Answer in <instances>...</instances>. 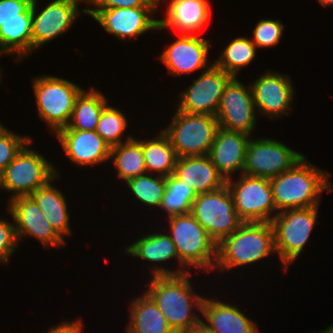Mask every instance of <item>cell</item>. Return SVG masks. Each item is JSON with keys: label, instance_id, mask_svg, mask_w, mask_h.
Listing matches in <instances>:
<instances>
[{"label": "cell", "instance_id": "obj_1", "mask_svg": "<svg viewBox=\"0 0 333 333\" xmlns=\"http://www.w3.org/2000/svg\"><path fill=\"white\" fill-rule=\"evenodd\" d=\"M170 236L178 254L179 268L168 270L154 264L152 276L181 275L189 272L188 268L213 269L217 260V243L209 236L195 217L189 213L168 217ZM185 265L189 266L185 268ZM180 269V270H179Z\"/></svg>", "mask_w": 333, "mask_h": 333}, {"label": "cell", "instance_id": "obj_2", "mask_svg": "<svg viewBox=\"0 0 333 333\" xmlns=\"http://www.w3.org/2000/svg\"><path fill=\"white\" fill-rule=\"evenodd\" d=\"M329 172L313 166L304 157L292 169L270 179L277 212L320 206V193L332 192Z\"/></svg>", "mask_w": 333, "mask_h": 333}, {"label": "cell", "instance_id": "obj_3", "mask_svg": "<svg viewBox=\"0 0 333 333\" xmlns=\"http://www.w3.org/2000/svg\"><path fill=\"white\" fill-rule=\"evenodd\" d=\"M190 274L187 272L181 275L153 276L145 291L157 304L175 332L201 321L193 308L201 312L205 297L197 295L192 290Z\"/></svg>", "mask_w": 333, "mask_h": 333}, {"label": "cell", "instance_id": "obj_4", "mask_svg": "<svg viewBox=\"0 0 333 333\" xmlns=\"http://www.w3.org/2000/svg\"><path fill=\"white\" fill-rule=\"evenodd\" d=\"M273 253L276 250L271 222H243L217 244L214 268L225 272L233 267L252 265Z\"/></svg>", "mask_w": 333, "mask_h": 333}, {"label": "cell", "instance_id": "obj_5", "mask_svg": "<svg viewBox=\"0 0 333 333\" xmlns=\"http://www.w3.org/2000/svg\"><path fill=\"white\" fill-rule=\"evenodd\" d=\"M38 116L56 134L70 121L76 97L83 90L67 79L41 75L33 80Z\"/></svg>", "mask_w": 333, "mask_h": 333}, {"label": "cell", "instance_id": "obj_6", "mask_svg": "<svg viewBox=\"0 0 333 333\" xmlns=\"http://www.w3.org/2000/svg\"><path fill=\"white\" fill-rule=\"evenodd\" d=\"M168 127V136L177 158L208 155L219 129L215 116L177 111Z\"/></svg>", "mask_w": 333, "mask_h": 333}, {"label": "cell", "instance_id": "obj_7", "mask_svg": "<svg viewBox=\"0 0 333 333\" xmlns=\"http://www.w3.org/2000/svg\"><path fill=\"white\" fill-rule=\"evenodd\" d=\"M31 140L16 155L14 160L0 174V191L12 192L10 199L29 196L38 188L46 185L56 175L57 168L40 153L32 150Z\"/></svg>", "mask_w": 333, "mask_h": 333}, {"label": "cell", "instance_id": "obj_8", "mask_svg": "<svg viewBox=\"0 0 333 333\" xmlns=\"http://www.w3.org/2000/svg\"><path fill=\"white\" fill-rule=\"evenodd\" d=\"M318 209L319 206L284 210L271 221L275 250L284 270L301 255L304 246L307 245L317 222Z\"/></svg>", "mask_w": 333, "mask_h": 333}, {"label": "cell", "instance_id": "obj_9", "mask_svg": "<svg viewBox=\"0 0 333 333\" xmlns=\"http://www.w3.org/2000/svg\"><path fill=\"white\" fill-rule=\"evenodd\" d=\"M191 214L217 244L243 223L226 184L217 190L197 194Z\"/></svg>", "mask_w": 333, "mask_h": 333}, {"label": "cell", "instance_id": "obj_10", "mask_svg": "<svg viewBox=\"0 0 333 333\" xmlns=\"http://www.w3.org/2000/svg\"><path fill=\"white\" fill-rule=\"evenodd\" d=\"M238 177L236 182L233 177L226 181L238 217L243 222H271L278 212L270 179L246 174ZM273 211L275 213L272 214Z\"/></svg>", "mask_w": 333, "mask_h": 333}, {"label": "cell", "instance_id": "obj_11", "mask_svg": "<svg viewBox=\"0 0 333 333\" xmlns=\"http://www.w3.org/2000/svg\"><path fill=\"white\" fill-rule=\"evenodd\" d=\"M304 157L273 139H249L243 174L271 179L292 169Z\"/></svg>", "mask_w": 333, "mask_h": 333}, {"label": "cell", "instance_id": "obj_12", "mask_svg": "<svg viewBox=\"0 0 333 333\" xmlns=\"http://www.w3.org/2000/svg\"><path fill=\"white\" fill-rule=\"evenodd\" d=\"M215 117L220 128L251 136L257 123L251 85L233 77L224 88Z\"/></svg>", "mask_w": 333, "mask_h": 333}, {"label": "cell", "instance_id": "obj_13", "mask_svg": "<svg viewBox=\"0 0 333 333\" xmlns=\"http://www.w3.org/2000/svg\"><path fill=\"white\" fill-rule=\"evenodd\" d=\"M233 77L214 63L181 94L177 109L190 114L216 116L225 86Z\"/></svg>", "mask_w": 333, "mask_h": 333}, {"label": "cell", "instance_id": "obj_14", "mask_svg": "<svg viewBox=\"0 0 333 333\" xmlns=\"http://www.w3.org/2000/svg\"><path fill=\"white\" fill-rule=\"evenodd\" d=\"M86 0H53L37 11V0L32 2V52L43 44L67 32L81 12L78 3ZM38 13V14H37Z\"/></svg>", "mask_w": 333, "mask_h": 333}, {"label": "cell", "instance_id": "obj_15", "mask_svg": "<svg viewBox=\"0 0 333 333\" xmlns=\"http://www.w3.org/2000/svg\"><path fill=\"white\" fill-rule=\"evenodd\" d=\"M156 8L158 7L86 9V14L97 21L106 32L124 40L157 30L159 20L153 19Z\"/></svg>", "mask_w": 333, "mask_h": 333}, {"label": "cell", "instance_id": "obj_16", "mask_svg": "<svg viewBox=\"0 0 333 333\" xmlns=\"http://www.w3.org/2000/svg\"><path fill=\"white\" fill-rule=\"evenodd\" d=\"M8 212L15 221V233L19 241L33 236L47 248L64 246L62 238L45 218L42 210L30 196H18L8 200Z\"/></svg>", "mask_w": 333, "mask_h": 333}, {"label": "cell", "instance_id": "obj_17", "mask_svg": "<svg viewBox=\"0 0 333 333\" xmlns=\"http://www.w3.org/2000/svg\"><path fill=\"white\" fill-rule=\"evenodd\" d=\"M268 71L250 84L256 111L267 115L270 119L288 115L295 91L290 76Z\"/></svg>", "mask_w": 333, "mask_h": 333}, {"label": "cell", "instance_id": "obj_18", "mask_svg": "<svg viewBox=\"0 0 333 333\" xmlns=\"http://www.w3.org/2000/svg\"><path fill=\"white\" fill-rule=\"evenodd\" d=\"M210 40L195 34H179V37L163 50L159 59L172 75H185L203 69L207 70Z\"/></svg>", "mask_w": 333, "mask_h": 333}, {"label": "cell", "instance_id": "obj_19", "mask_svg": "<svg viewBox=\"0 0 333 333\" xmlns=\"http://www.w3.org/2000/svg\"><path fill=\"white\" fill-rule=\"evenodd\" d=\"M55 135L76 165L94 166L110 160L111 146L96 131L60 129Z\"/></svg>", "mask_w": 333, "mask_h": 333}, {"label": "cell", "instance_id": "obj_20", "mask_svg": "<svg viewBox=\"0 0 333 333\" xmlns=\"http://www.w3.org/2000/svg\"><path fill=\"white\" fill-rule=\"evenodd\" d=\"M250 138L252 137L241 132L220 127L217 130L208 156L225 181L231 179V174L236 171H240V175L243 174L246 148Z\"/></svg>", "mask_w": 333, "mask_h": 333}, {"label": "cell", "instance_id": "obj_21", "mask_svg": "<svg viewBox=\"0 0 333 333\" xmlns=\"http://www.w3.org/2000/svg\"><path fill=\"white\" fill-rule=\"evenodd\" d=\"M173 175L196 194L214 191L226 184L208 155L177 158Z\"/></svg>", "mask_w": 333, "mask_h": 333}, {"label": "cell", "instance_id": "obj_22", "mask_svg": "<svg viewBox=\"0 0 333 333\" xmlns=\"http://www.w3.org/2000/svg\"><path fill=\"white\" fill-rule=\"evenodd\" d=\"M201 314L203 323L212 333H259L257 323L248 318L235 305L204 298ZM208 321V322H207Z\"/></svg>", "mask_w": 333, "mask_h": 333}, {"label": "cell", "instance_id": "obj_23", "mask_svg": "<svg viewBox=\"0 0 333 333\" xmlns=\"http://www.w3.org/2000/svg\"><path fill=\"white\" fill-rule=\"evenodd\" d=\"M166 18L157 30L171 27L179 34H194L208 23L211 9L208 0H170Z\"/></svg>", "mask_w": 333, "mask_h": 333}, {"label": "cell", "instance_id": "obj_24", "mask_svg": "<svg viewBox=\"0 0 333 333\" xmlns=\"http://www.w3.org/2000/svg\"><path fill=\"white\" fill-rule=\"evenodd\" d=\"M59 177V175H56L46 185L38 188L29 196L42 210L50 225L63 238V235L70 236L72 232L70 229L68 203L63 193L52 184Z\"/></svg>", "mask_w": 333, "mask_h": 333}, {"label": "cell", "instance_id": "obj_25", "mask_svg": "<svg viewBox=\"0 0 333 333\" xmlns=\"http://www.w3.org/2000/svg\"><path fill=\"white\" fill-rule=\"evenodd\" d=\"M129 308L127 333H176L146 292L132 300Z\"/></svg>", "mask_w": 333, "mask_h": 333}, {"label": "cell", "instance_id": "obj_26", "mask_svg": "<svg viewBox=\"0 0 333 333\" xmlns=\"http://www.w3.org/2000/svg\"><path fill=\"white\" fill-rule=\"evenodd\" d=\"M32 53V5L23 20L6 21L0 26V55H17L16 61Z\"/></svg>", "mask_w": 333, "mask_h": 333}, {"label": "cell", "instance_id": "obj_27", "mask_svg": "<svg viewBox=\"0 0 333 333\" xmlns=\"http://www.w3.org/2000/svg\"><path fill=\"white\" fill-rule=\"evenodd\" d=\"M107 99L102 92L93 87L88 91L82 90L76 97L68 125L62 129L95 131L100 114L108 104Z\"/></svg>", "mask_w": 333, "mask_h": 333}, {"label": "cell", "instance_id": "obj_28", "mask_svg": "<svg viewBox=\"0 0 333 333\" xmlns=\"http://www.w3.org/2000/svg\"><path fill=\"white\" fill-rule=\"evenodd\" d=\"M110 159L117 169V177L125 182L147 174L141 140L130 135L123 143L111 147Z\"/></svg>", "mask_w": 333, "mask_h": 333}, {"label": "cell", "instance_id": "obj_29", "mask_svg": "<svg viewBox=\"0 0 333 333\" xmlns=\"http://www.w3.org/2000/svg\"><path fill=\"white\" fill-rule=\"evenodd\" d=\"M147 174L158 173L168 177L173 174L177 156L168 136L161 131L155 138L141 140Z\"/></svg>", "mask_w": 333, "mask_h": 333}, {"label": "cell", "instance_id": "obj_30", "mask_svg": "<svg viewBox=\"0 0 333 333\" xmlns=\"http://www.w3.org/2000/svg\"><path fill=\"white\" fill-rule=\"evenodd\" d=\"M124 250L130 256L153 264L178 258L176 246L170 236L160 232L144 235Z\"/></svg>", "mask_w": 333, "mask_h": 333}, {"label": "cell", "instance_id": "obj_31", "mask_svg": "<svg viewBox=\"0 0 333 333\" xmlns=\"http://www.w3.org/2000/svg\"><path fill=\"white\" fill-rule=\"evenodd\" d=\"M255 57L256 46L252 39L237 37L222 50L214 64L232 77H236L239 70L249 65Z\"/></svg>", "mask_w": 333, "mask_h": 333}, {"label": "cell", "instance_id": "obj_32", "mask_svg": "<svg viewBox=\"0 0 333 333\" xmlns=\"http://www.w3.org/2000/svg\"><path fill=\"white\" fill-rule=\"evenodd\" d=\"M196 196L194 190L172 174L166 177V188L160 209L162 208L168 217L189 214Z\"/></svg>", "mask_w": 333, "mask_h": 333}, {"label": "cell", "instance_id": "obj_33", "mask_svg": "<svg viewBox=\"0 0 333 333\" xmlns=\"http://www.w3.org/2000/svg\"><path fill=\"white\" fill-rule=\"evenodd\" d=\"M126 184L139 202L146 206L160 207L166 188V177L143 174L129 179Z\"/></svg>", "mask_w": 333, "mask_h": 333}, {"label": "cell", "instance_id": "obj_34", "mask_svg": "<svg viewBox=\"0 0 333 333\" xmlns=\"http://www.w3.org/2000/svg\"><path fill=\"white\" fill-rule=\"evenodd\" d=\"M127 125V119L121 110L107 104L100 114L95 131L113 147L123 143L121 136L125 133Z\"/></svg>", "mask_w": 333, "mask_h": 333}, {"label": "cell", "instance_id": "obj_35", "mask_svg": "<svg viewBox=\"0 0 333 333\" xmlns=\"http://www.w3.org/2000/svg\"><path fill=\"white\" fill-rule=\"evenodd\" d=\"M284 25L280 20L262 19L253 29L252 42L257 48H268L279 44L283 36Z\"/></svg>", "mask_w": 333, "mask_h": 333}, {"label": "cell", "instance_id": "obj_36", "mask_svg": "<svg viewBox=\"0 0 333 333\" xmlns=\"http://www.w3.org/2000/svg\"><path fill=\"white\" fill-rule=\"evenodd\" d=\"M31 140L30 136L17 135L10 130L0 136V174Z\"/></svg>", "mask_w": 333, "mask_h": 333}, {"label": "cell", "instance_id": "obj_37", "mask_svg": "<svg viewBox=\"0 0 333 333\" xmlns=\"http://www.w3.org/2000/svg\"><path fill=\"white\" fill-rule=\"evenodd\" d=\"M18 240L15 233V222L0 219V263L8 264L9 258L17 249Z\"/></svg>", "mask_w": 333, "mask_h": 333}, {"label": "cell", "instance_id": "obj_38", "mask_svg": "<svg viewBox=\"0 0 333 333\" xmlns=\"http://www.w3.org/2000/svg\"><path fill=\"white\" fill-rule=\"evenodd\" d=\"M33 0H0V26L6 21L23 20V13Z\"/></svg>", "mask_w": 333, "mask_h": 333}, {"label": "cell", "instance_id": "obj_39", "mask_svg": "<svg viewBox=\"0 0 333 333\" xmlns=\"http://www.w3.org/2000/svg\"><path fill=\"white\" fill-rule=\"evenodd\" d=\"M86 3L96 7L89 9L158 7L160 4L159 0H86Z\"/></svg>", "mask_w": 333, "mask_h": 333}, {"label": "cell", "instance_id": "obj_40", "mask_svg": "<svg viewBox=\"0 0 333 333\" xmlns=\"http://www.w3.org/2000/svg\"><path fill=\"white\" fill-rule=\"evenodd\" d=\"M82 320H75L72 322L64 321L59 325H55L48 330V333H81L83 324Z\"/></svg>", "mask_w": 333, "mask_h": 333}, {"label": "cell", "instance_id": "obj_41", "mask_svg": "<svg viewBox=\"0 0 333 333\" xmlns=\"http://www.w3.org/2000/svg\"><path fill=\"white\" fill-rule=\"evenodd\" d=\"M176 333H212V332L201 320L198 324L190 326L186 329L179 330Z\"/></svg>", "mask_w": 333, "mask_h": 333}, {"label": "cell", "instance_id": "obj_42", "mask_svg": "<svg viewBox=\"0 0 333 333\" xmlns=\"http://www.w3.org/2000/svg\"><path fill=\"white\" fill-rule=\"evenodd\" d=\"M321 6L326 7L327 5H333V0H318Z\"/></svg>", "mask_w": 333, "mask_h": 333}, {"label": "cell", "instance_id": "obj_43", "mask_svg": "<svg viewBox=\"0 0 333 333\" xmlns=\"http://www.w3.org/2000/svg\"><path fill=\"white\" fill-rule=\"evenodd\" d=\"M314 333H333V324L322 332H314Z\"/></svg>", "mask_w": 333, "mask_h": 333}, {"label": "cell", "instance_id": "obj_44", "mask_svg": "<svg viewBox=\"0 0 333 333\" xmlns=\"http://www.w3.org/2000/svg\"><path fill=\"white\" fill-rule=\"evenodd\" d=\"M8 129L6 127H4L1 122H0V136L5 133Z\"/></svg>", "mask_w": 333, "mask_h": 333}]
</instances>
